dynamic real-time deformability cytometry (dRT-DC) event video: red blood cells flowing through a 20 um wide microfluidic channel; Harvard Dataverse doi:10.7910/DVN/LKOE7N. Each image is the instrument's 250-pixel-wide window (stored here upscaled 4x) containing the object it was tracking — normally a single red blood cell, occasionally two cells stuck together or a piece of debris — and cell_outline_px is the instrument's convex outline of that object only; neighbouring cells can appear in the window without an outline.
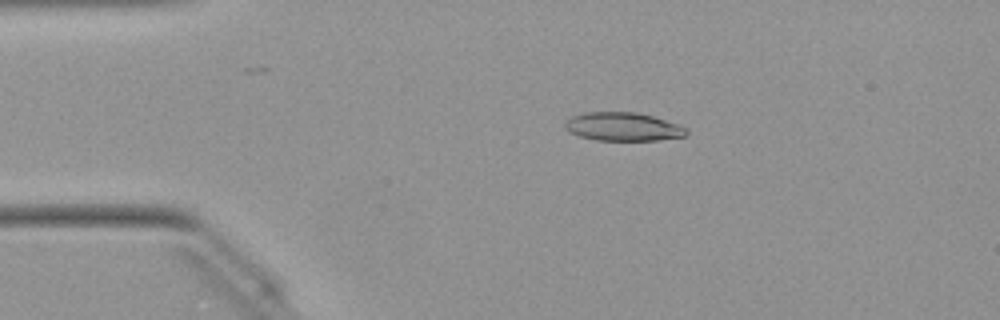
{"species": "Egyptian fruit bat (a non-hibernating species)", "species_latin": "Rousettus aegyptiacus", "temperature_condition": "warm", "stored_images_in_passage": 46, "camera_frame_rate_fps": 3000, "um_per_image_px": 0.085, "animal": {"sex": "female"}, "frame": {"image": 1, "passage_image": 6, "time_ms": 1.667, "image_size_px": [1000, 320], "cell_outline_px": [[688, 136], [656, 140], [596, 140], [580, 136], [568, 132], [564, 128], [564, 120], [572, 116], [584, 112], [636, 112], [652, 116], [680, 124], [688, 128]], "centroid_in_image_um": [52.96, 10.76], "position_along_channel_um": 32.0, "area_um2": 20.4}}
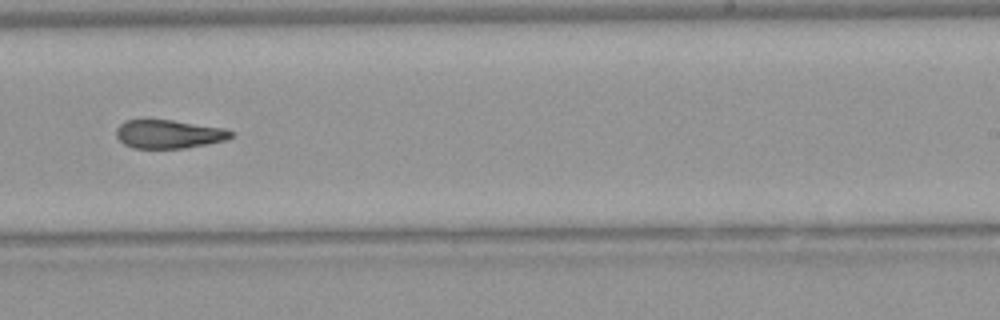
{"frame": {"image": 2, "passage_image": 27, "time_ms": 8.667, "image_size_px": [1000, 320], "cell_outline_px": [[236, 132], [228, 140], [208, 144], [184, 148], [132, 148], [124, 144], [116, 136], [116, 128], [124, 120], [172, 120], [224, 128]], "centroid_in_image_um": [14.37, 11.4], "position_along_channel_um": 274.6, "area_um2": 19.19}}
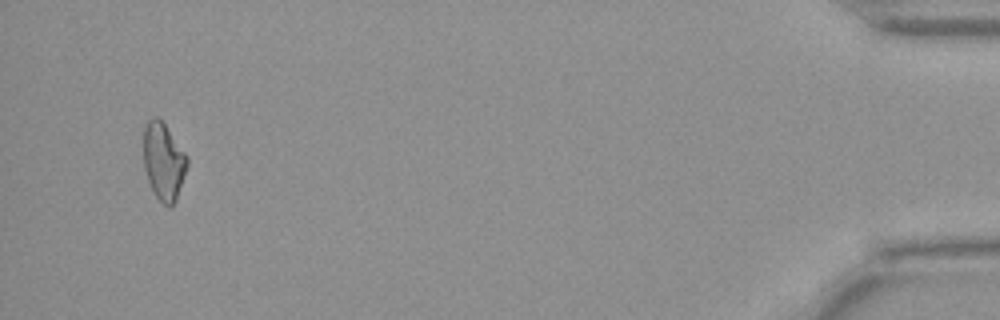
{"frame": {"image": 3, "passage_image": 44, "time_ms": 14.333, "image_size_px": [1000, 320], "cell_outline_px": [[188, 164], [176, 200], [168, 208], [156, 196], [148, 180], [144, 168], [144, 124], [152, 116], [156, 116], [164, 124], [188, 156]], "centroid_in_image_um": [13.9, 13.7], "position_along_channel_um": 421.3, "area_um2": 19.48}, "authors_computed_cell_mechanics": {"area_um2": 20.0566, "velocity_mm_per_s": 4.0823, "shape_relaxation_time_tau1_ms": null, "shape_relaxation_time_tau2_ms": 5.7182, "deformation_change_tau1": null, "deformation_change_tau2": 0.1707}}